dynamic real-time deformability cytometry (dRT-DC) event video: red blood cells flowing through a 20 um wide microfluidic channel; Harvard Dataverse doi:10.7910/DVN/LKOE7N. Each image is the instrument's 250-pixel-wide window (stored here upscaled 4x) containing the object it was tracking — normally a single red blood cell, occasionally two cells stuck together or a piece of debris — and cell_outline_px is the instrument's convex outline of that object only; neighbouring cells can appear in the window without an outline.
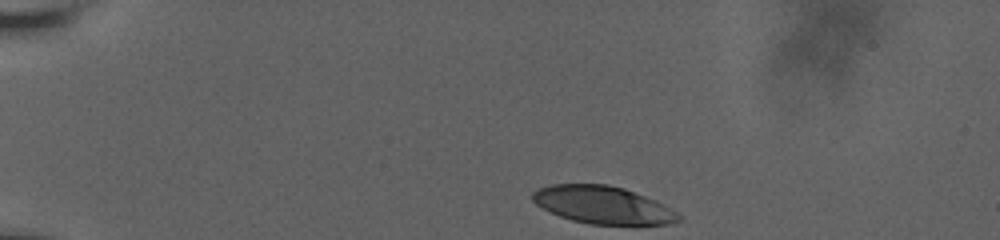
{"species": "human", "species_latin": "Homo sapiens", "temperature_condition": "room temperature", "stored_images_in_passage": 18, "camera_frame_rate_fps": 3000, "um_per_image_px": 0.085, "donor": {"sex": "male"}, "frame": {"image": 1, "passage_image": 1, "time_ms": 0.0, "image_size_px": [1000, 240], "cell_outline_px": [[680, 220], [668, 224], [588, 224], [572, 220], [560, 216], [536, 204], [532, 200], [532, 192], [540, 188], [552, 184], [608, 184], [624, 188], [644, 196], [676, 212], [680, 216]], "centroid_in_image_um": [51.19, 17.41], "position_along_channel_um": 33.8, "area_um2": 31.39}}
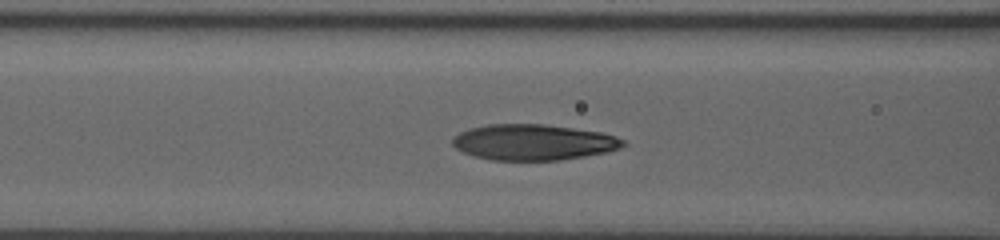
{"frame": {"image": 2, "passage_image": 13, "time_ms": 4.667, "image_size_px": [1000, 240], "cell_outline_px": [[628, 144], [620, 148], [608, 152], [560, 160], [488, 160], [472, 156], [456, 148], [452, 144], [452, 140], [460, 132], [472, 128], [488, 124], [544, 124], [600, 132], [616, 136], [624, 140]], "centroid_in_image_um": [45.36, 12.1], "position_along_channel_um": 121.2, "area_um2": 35.6}}
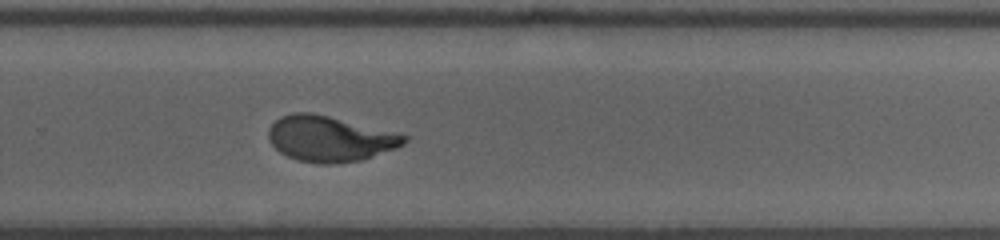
{"frame": {"image": 3, "passage_image": 18, "time_ms": 9.667, "image_size_px": [1000, 240], "cell_outline_px": [[408, 140], [404, 144], [396, 148], [360, 160], [336, 164], [320, 164], [296, 160], [280, 152], [268, 140], [268, 128], [280, 116], [292, 112], [312, 112], [408, 136]], "centroid_in_image_um": [27.98, 11.8], "position_along_channel_um": 301.8, "area_um2": 35.78}}